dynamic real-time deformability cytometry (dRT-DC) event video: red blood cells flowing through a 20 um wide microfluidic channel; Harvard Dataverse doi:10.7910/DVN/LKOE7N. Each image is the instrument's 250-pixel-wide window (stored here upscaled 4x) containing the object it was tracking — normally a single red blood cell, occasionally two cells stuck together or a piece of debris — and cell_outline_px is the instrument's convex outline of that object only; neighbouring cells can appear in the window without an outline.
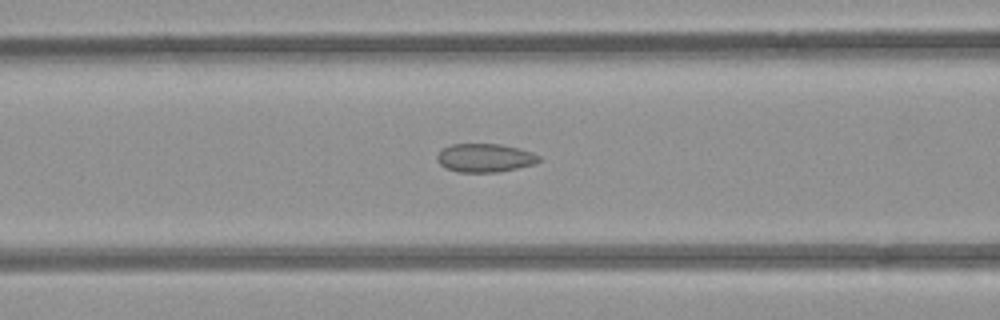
{"species": "common noctule bat (a hibernating species)", "species_latin": "Nyctalus noctula", "temperature_condition": "room temperature", "stored_images_in_passage": 42, "camera_frame_rate_fps": 3000, "um_per_image_px": 0.085, "animal": {"sex": "female", "body_mass_g": 21.9}, "frame": {"image": 1, "passage_image": 21, "time_ms": 6.667, "image_size_px": [1000, 320], "cell_outline_px": [[540, 160], [536, 164], [500, 172], [456, 172], [444, 168], [436, 160], [436, 156], [444, 148], [452, 144], [500, 144], [520, 148], [532, 152], [540, 156]], "centroid_in_image_um": [41.23, 13.43], "position_along_channel_um": 125.4, "area_um2": 17.11}}
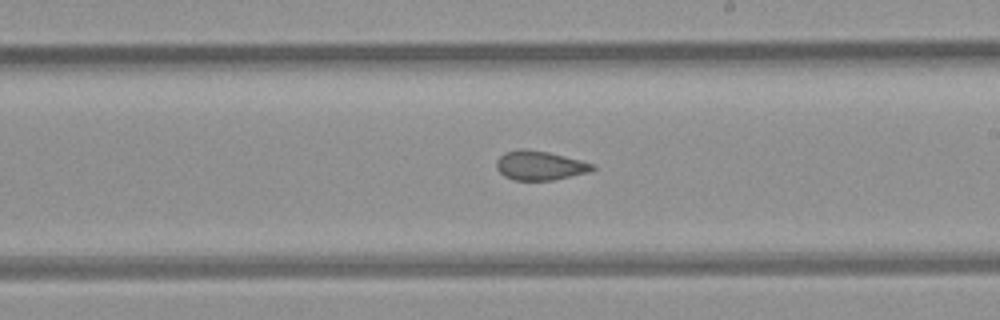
{"frame": {"image": 2, "passage_image": 30, "time_ms": 9.667, "image_size_px": [1000, 320], "cell_outline_px": [[596, 168], [592, 172], [552, 180], [512, 180], [504, 176], [496, 168], [496, 160], [504, 152], [524, 148], [548, 152], [596, 164]], "centroid_in_image_um": [45.9, 14.07], "position_along_channel_um": 243.1, "area_um2": 16.53}}
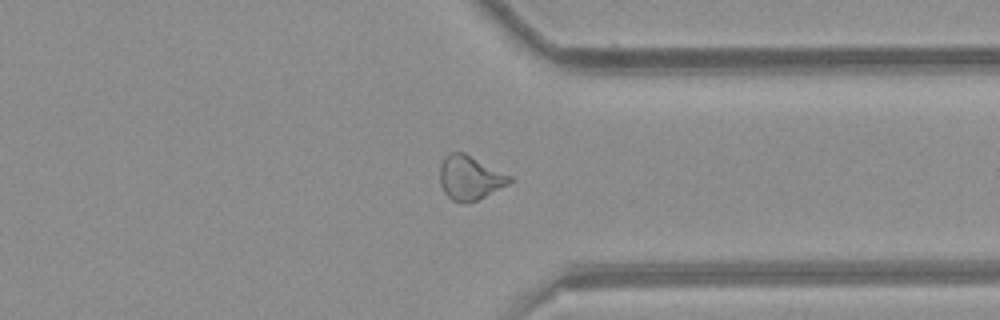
{"frame": {"image": 3, "passage_image": 40, "time_ms": 13.0, "image_size_px": [1000, 320], "cell_outline_px": [[512, 180], [508, 184], [476, 200], [464, 204], [452, 200], [444, 192], [440, 184], [440, 164], [444, 156], [448, 152], [464, 152], [512, 176]], "centroid_in_image_um": [39.91, 15.09], "position_along_channel_um": 371.5, "area_um2": 17.92}}